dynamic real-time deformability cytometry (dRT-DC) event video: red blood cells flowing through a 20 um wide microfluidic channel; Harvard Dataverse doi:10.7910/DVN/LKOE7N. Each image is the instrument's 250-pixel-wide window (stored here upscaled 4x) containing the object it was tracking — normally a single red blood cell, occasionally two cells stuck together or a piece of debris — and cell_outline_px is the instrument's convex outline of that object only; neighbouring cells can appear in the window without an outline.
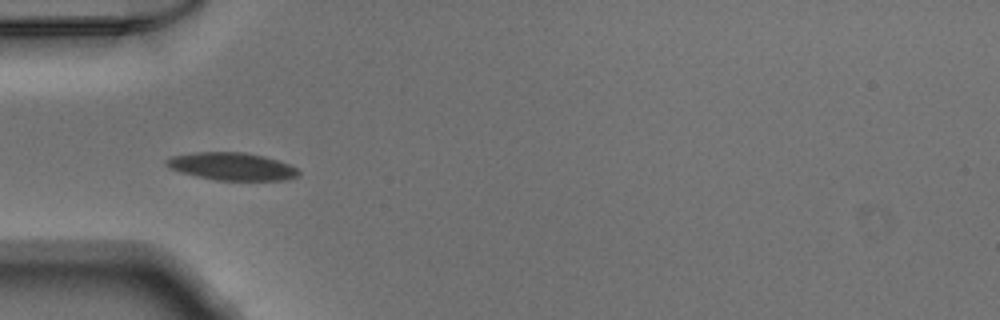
{"species": "Egyptian fruit bat (a non-hibernating species)", "species_latin": "Rousettus aegyptiacus", "temperature_condition": "warm", "stored_images_in_passage": 36, "camera_frame_rate_fps": 3000, "um_per_image_px": 0.085, "animal": {"sex": "male"}, "frame": {"image": 1, "passage_image": 1, "time_ms": 0.0, "image_size_px": [1000, 320], "cell_outline_px": [[300, 176], [284, 180], [216, 180], [196, 176], [180, 172], [168, 168], [164, 164], [164, 160], [172, 156], [196, 152], [244, 152], [264, 156], [288, 164], [296, 168], [300, 172]], "centroid_in_image_um": [19.67, 14.14], "position_along_channel_um": 65.3, "area_um2": 21.33}}
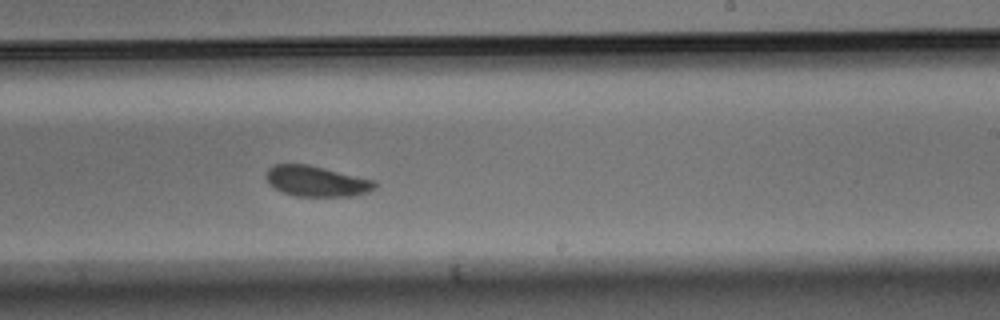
{"frame": {"image": 2, "passage_image": 16, "time_ms": 5.0, "image_size_px": [1000, 320], "cell_outline_px": [[376, 188], [368, 192], [352, 196], [296, 196], [284, 192], [268, 184], [268, 168], [272, 164], [308, 164], [376, 180]], "centroid_in_image_um": [26.94, 15.4], "position_along_channel_um": 262.1, "area_um2": 19.31}}
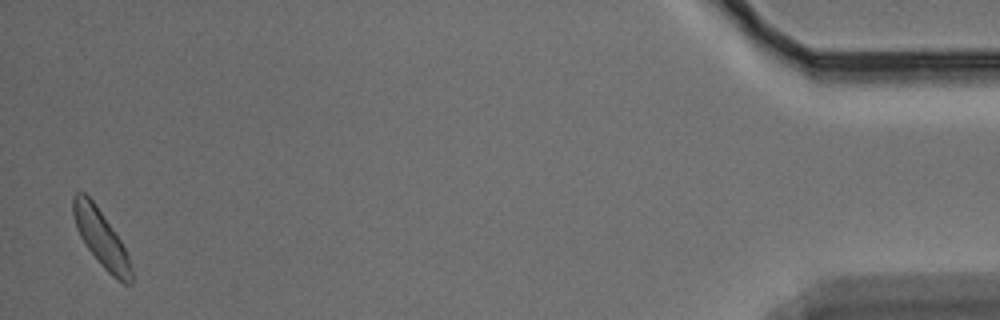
{"frame": {"image": 3, "passage_image": 35, "time_ms": 11.333, "image_size_px": [1000, 320], "cell_outline_px": [[132, 284], [124, 284], [116, 280], [96, 260], [80, 236], [76, 228], [72, 212], [72, 196], [76, 192], [84, 192], [92, 200], [112, 228], [120, 240], [128, 256], [132, 268]], "centroid_in_image_um": [8.58, 20.27], "position_along_channel_um": 426.6, "area_um2": 19.07}}